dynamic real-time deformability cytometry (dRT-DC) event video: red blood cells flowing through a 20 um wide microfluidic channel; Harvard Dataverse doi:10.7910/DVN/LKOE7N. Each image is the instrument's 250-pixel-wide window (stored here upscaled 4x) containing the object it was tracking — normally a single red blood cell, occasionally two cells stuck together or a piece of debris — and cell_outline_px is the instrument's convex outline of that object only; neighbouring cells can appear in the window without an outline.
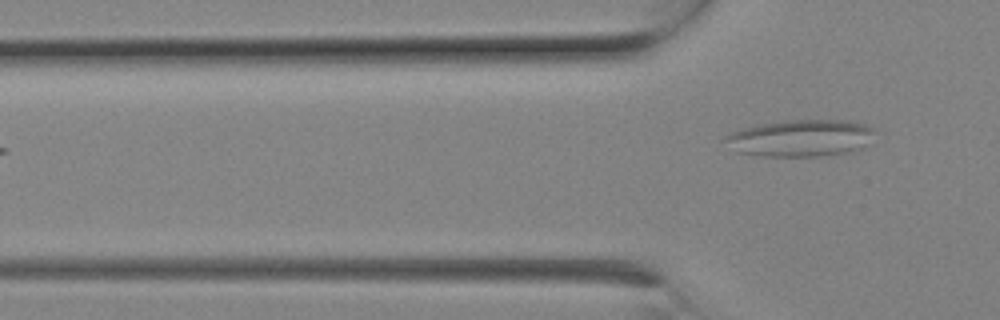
{"species": "Egyptian fruit bat (a non-hibernating species)", "species_latin": "Rousettus aegyptiacus", "temperature_condition": "room temperature", "stored_images_in_passage": 5, "segment_of_instrument_passage": [2, 2], "camera_frame_rate_fps": 3000, "um_per_image_px": 0.085, "animal": {"sex": "female"}, "frame": {"image": 1, "passage_image": 5, "time_ms": 1.333, "image_size_px": [1000, 320], "cell_outline_px": [[876, 132], [860, 148], [844, 152], [820, 156], [764, 156], [736, 152], [724, 136], [732, 132], [756, 124], [788, 120], [844, 120], [864, 124], [876, 128]], "centroid_in_image_um": [68.05, 11.72], "position_along_channel_um": 57.7, "area_um2": 31.73}}